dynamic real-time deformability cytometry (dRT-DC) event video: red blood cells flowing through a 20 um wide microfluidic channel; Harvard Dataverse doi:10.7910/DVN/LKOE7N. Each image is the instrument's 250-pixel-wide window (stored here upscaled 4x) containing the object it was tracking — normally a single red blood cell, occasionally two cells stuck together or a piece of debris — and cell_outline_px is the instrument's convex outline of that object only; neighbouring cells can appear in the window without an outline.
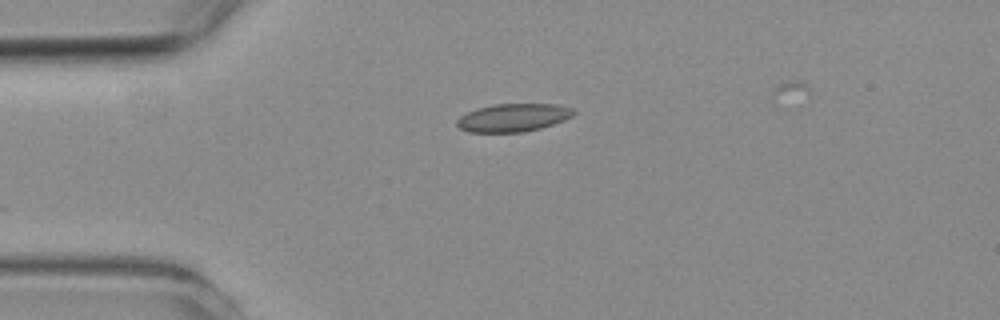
{"species": "common noctule bat (a hibernating species)", "species_latin": "Nyctalus noctula", "temperature_condition": "room temperature", "stored_images_in_passage": 21, "camera_frame_rate_fps": 3000, "um_per_image_px": 0.085, "animal": {"sex": "female", "body_mass_g": 19.3, "forearm_length_mm": 54.1}, "frame": {"image": 1, "passage_image": 1, "time_ms": 0.0, "image_size_px": [1000, 320], "cell_outline_px": [[576, 112], [572, 116], [564, 120], [540, 128], [524, 132], [468, 132], [460, 128], [456, 124], [456, 120], [460, 116], [476, 108], [492, 104], [556, 104], [572, 108]], "centroid_in_image_um": [43.6, 9.99], "position_along_channel_um": 41.4, "area_um2": 19.07}}
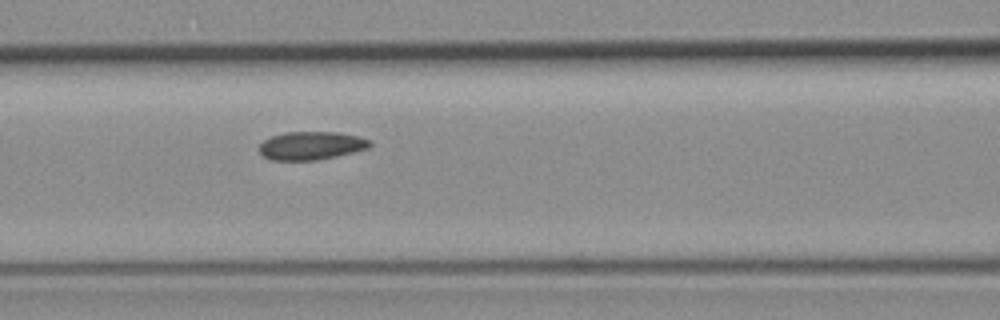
{"frame": {"image": 2, "passage_image": 11, "time_ms": 3.333, "image_size_px": [1000, 320], "cell_outline_px": [[372, 144], [368, 148], [336, 156], [316, 160], [272, 160], [264, 156], [260, 152], [260, 144], [264, 140], [272, 136], [288, 132], [336, 132], [360, 136], [372, 140]], "centroid_in_image_um": [26.49, 12.37], "position_along_channel_um": 140.1, "area_um2": 18.09}}
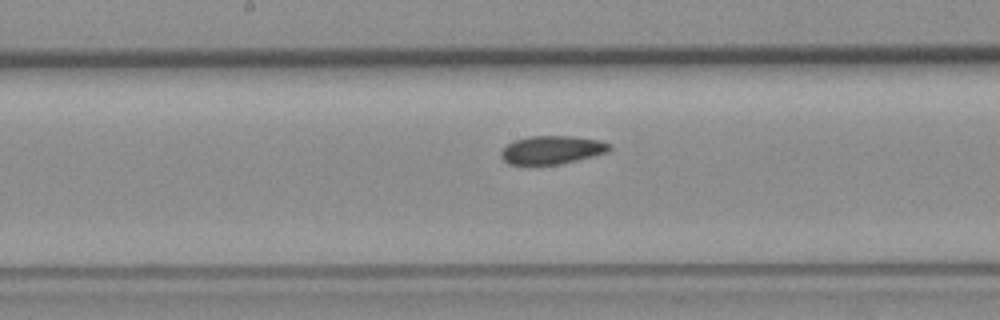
{"frame": {"image": 3, "passage_image": 16, "time_ms": 5.0, "image_size_px": [1000, 320], "cell_outline_px": [[612, 148], [608, 152], [560, 164], [508, 164], [500, 156], [500, 152], [512, 140], [528, 136], [572, 136], [600, 140], [608, 144]], "centroid_in_image_um": [46.89, 12.73], "position_along_channel_um": 201.3, "area_um2": 17.8}}